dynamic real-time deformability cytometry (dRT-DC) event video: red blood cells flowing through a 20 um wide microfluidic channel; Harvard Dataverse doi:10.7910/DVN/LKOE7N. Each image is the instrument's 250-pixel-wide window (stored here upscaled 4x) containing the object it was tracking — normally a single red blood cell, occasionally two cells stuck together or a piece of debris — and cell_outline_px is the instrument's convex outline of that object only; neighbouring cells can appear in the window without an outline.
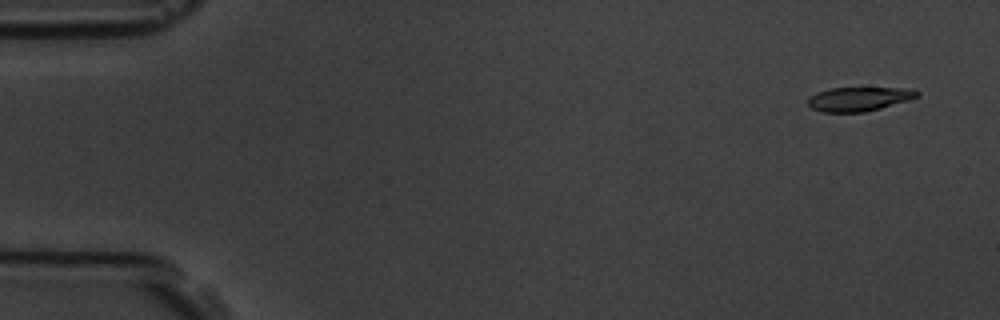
{"species": "common noctule bat (a hibernating species)", "species_latin": "Nyctalus noctula", "temperature_condition": "room temperature", "stored_images_in_passage": 6, "camera_frame_rate_fps": 3000, "um_per_image_px": 0.085, "animal": {"sex": "male", "body_mass_g": 19.5, "forearm_length_mm": 54.6}, "frame": {"image": 1, "passage_image": 1, "time_ms": 0.0, "image_size_px": [1000, 320], "cell_outline_px": [[920, 96], [908, 100], [880, 108], [864, 112], [824, 112], [812, 108], [808, 104], [808, 100], [816, 92], [828, 88], [912, 88], [920, 92]], "centroid_in_image_um": [73.04, 8.4], "position_along_channel_um": 12.0, "area_um2": 15.26}}
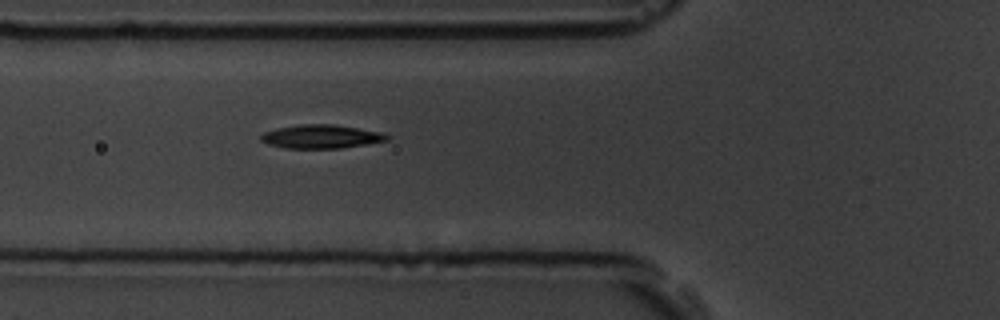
{"frame": {"image": 2, "passage_image": 6, "time_ms": 5.667, "image_size_px": [1000, 320], "cell_outline_px": [[392, 136], [388, 140], [340, 148], [284, 148], [268, 144], [260, 140], [260, 136], [264, 132], [276, 128], [300, 124], [332, 124], [380, 132]], "centroid_in_image_um": [27.26, 11.6], "position_along_channel_um": 98.5, "area_um2": 17.22}}